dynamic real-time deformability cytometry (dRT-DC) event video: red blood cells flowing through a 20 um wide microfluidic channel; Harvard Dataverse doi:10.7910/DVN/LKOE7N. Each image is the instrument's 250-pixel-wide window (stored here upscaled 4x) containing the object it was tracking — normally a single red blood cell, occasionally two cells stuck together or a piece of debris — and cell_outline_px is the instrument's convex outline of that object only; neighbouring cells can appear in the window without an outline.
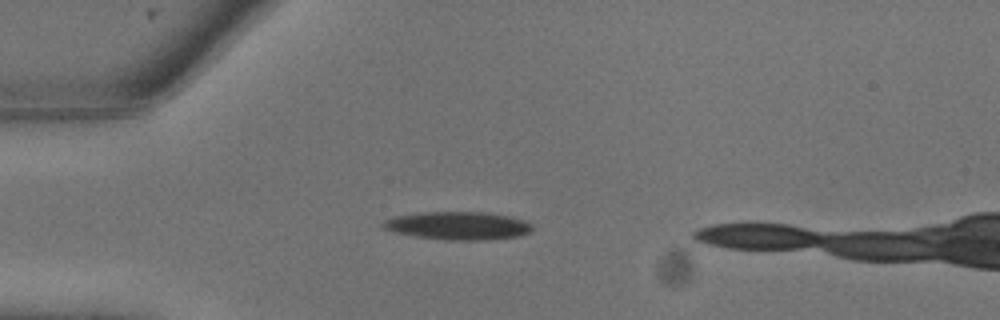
{"species": "common noctule bat (a hibernating species)", "species_latin": "Nyctalus noctula", "temperature_condition": "warm", "stored_images_in_passage": 5, "camera_frame_rate_fps": 3000, "um_per_image_px": 0.085, "animal": {"sex": "male", "body_mass_g": 13.3}, "frame": {"image": 1, "passage_image": 4, "time_ms": 1.0, "image_size_px": [1000, 320], "cell_outline_px": [[532, 228], [528, 232], [520, 236], [484, 240], [448, 240], [416, 236], [396, 232], [384, 228], [380, 224], [384, 220], [396, 216], [420, 212], [484, 212], [508, 216], [524, 220], [532, 224]], "centroid_in_image_um": [38.93, 19.18], "position_along_channel_um": 46.1, "area_um2": 24.22}}